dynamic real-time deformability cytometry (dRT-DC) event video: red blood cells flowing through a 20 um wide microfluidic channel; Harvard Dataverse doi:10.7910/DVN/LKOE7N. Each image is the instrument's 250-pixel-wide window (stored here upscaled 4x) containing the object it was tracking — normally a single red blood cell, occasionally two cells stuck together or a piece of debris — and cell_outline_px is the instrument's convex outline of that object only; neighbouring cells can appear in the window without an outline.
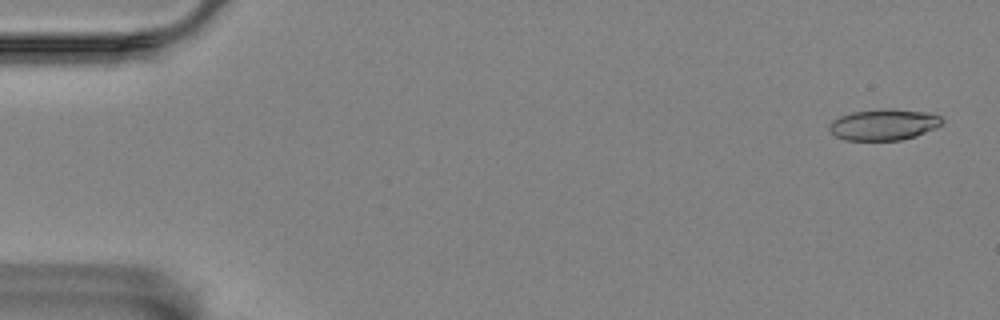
{"species": "Egyptian fruit bat (a non-hibernating species)", "species_latin": "Rousettus aegyptiacus", "temperature_condition": "room temperature", "stored_images_in_passage": 15, "camera_frame_rate_fps": 3000, "um_per_image_px": 0.085, "animal": {"sex": "female"}, "frame": {"image": 1, "passage_image": 1, "time_ms": 0.0, "image_size_px": [1000, 320], "cell_outline_px": [[944, 120], [936, 128], [916, 136], [900, 140], [844, 140], [836, 136], [828, 128], [828, 124], [832, 120], [840, 116], [852, 112], [884, 108], [892, 108], [924, 112], [940, 116]], "centroid_in_image_um": [75.1, 10.59], "position_along_channel_um": 9.9, "area_um2": 20.52}}
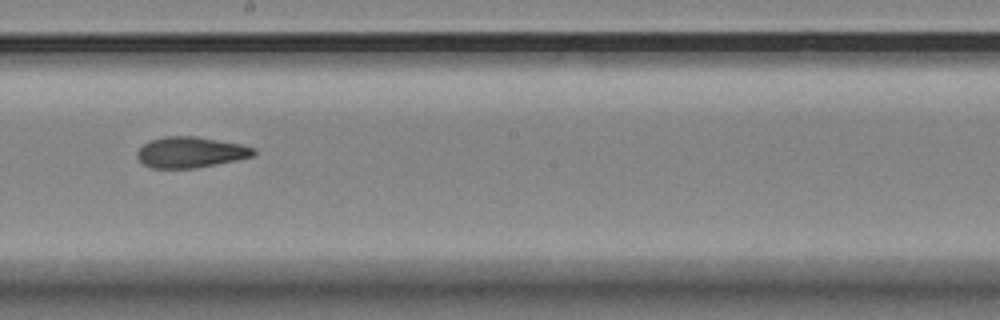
{"frame": {"image": 2, "passage_image": 9, "time_ms": 10.0, "image_size_px": [1000, 320], "cell_outline_px": [[256, 152], [252, 156], [236, 160], [216, 164], [192, 168], [152, 168], [144, 164], [136, 156], [136, 152], [144, 144], [152, 140], [164, 136], [196, 136], [240, 144], [256, 148]], "centroid_in_image_um": [16.19, 12.94], "position_along_channel_um": 232.0, "area_um2": 20.75}}
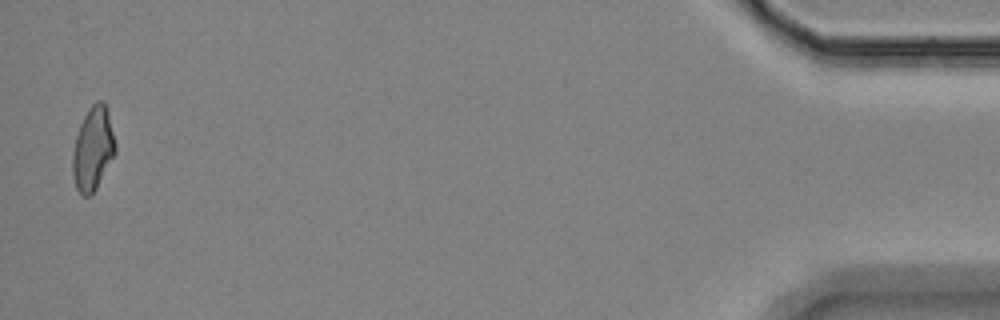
{"frame": {"image": 3, "passage_image": 15, "time_ms": 18.0, "image_size_px": [1000, 320], "cell_outline_px": [[116, 152], [92, 196], [84, 196], [76, 188], [72, 176], [72, 152], [76, 136], [80, 124], [84, 116], [92, 104], [96, 100], [104, 100], [108, 112], [116, 144]], "centroid_in_image_um": [7.89, 12.65], "position_along_channel_um": 427.3, "area_um2": 20.92}, "authors_computed_cell_mechanics": {"area_um2": 20.9236, "velocity_mm_per_s": 3.5122, "shape_relaxation_time_tau1_ms": 9.2159, "shape_relaxation_time_tau2_ms": 3.3517, "deformation_change_tau1": 0.1948, "deformation_change_tau2": 0.0869}}